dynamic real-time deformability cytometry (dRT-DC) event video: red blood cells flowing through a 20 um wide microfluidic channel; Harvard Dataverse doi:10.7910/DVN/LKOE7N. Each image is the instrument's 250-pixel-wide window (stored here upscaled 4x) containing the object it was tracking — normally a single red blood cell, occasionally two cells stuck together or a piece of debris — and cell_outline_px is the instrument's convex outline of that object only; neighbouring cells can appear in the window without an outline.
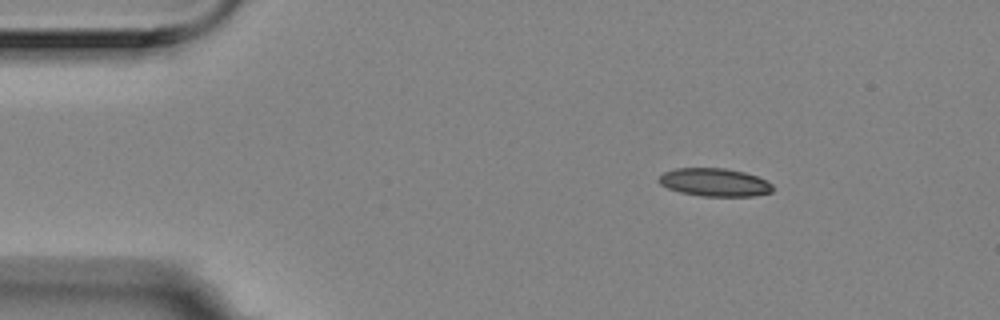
{"species": "Egyptian fruit bat (a non-hibernating species)", "species_latin": "Rousettus aegyptiacus", "temperature_condition": "room temperature", "stored_images_in_passage": 49, "camera_frame_rate_fps": 3000, "um_per_image_px": 0.085, "animal": {"sex": "female"}, "frame": {"image": 1, "passage_image": 1, "time_ms": 0.0, "image_size_px": [1000, 320], "cell_outline_px": [[772, 192], [756, 196], [704, 196], [680, 192], [668, 188], [660, 184], [660, 176], [664, 172], [676, 168], [724, 168], [744, 172], [756, 176], [772, 184]], "centroid_in_image_um": [60.75, 15.5], "position_along_channel_um": 24.3, "area_um2": 18.44}}
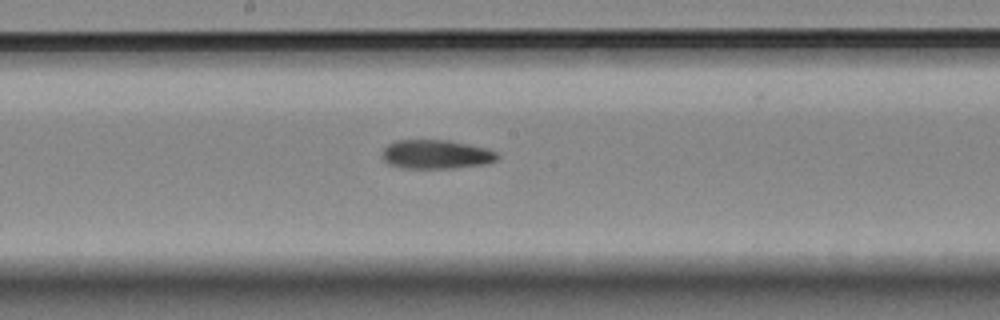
{"frame": {"image": 2, "passage_image": 22, "time_ms": 7.0, "image_size_px": [1000, 320], "cell_outline_px": [[500, 156], [496, 160], [488, 164], [452, 168], [404, 168], [388, 164], [384, 160], [384, 148], [388, 144], [396, 140], [448, 140], [488, 148], [496, 152]], "centroid_in_image_um": [37.12, 13.12], "position_along_channel_um": 211.1, "area_um2": 19.48}}
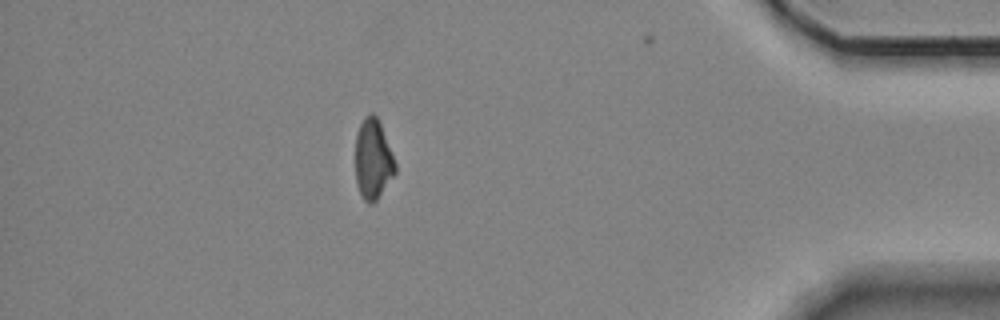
{"frame": {"image": 3, "passage_image": 42, "time_ms": 13.667, "image_size_px": [1000, 320], "cell_outline_px": [[396, 172], [376, 200], [372, 204], [368, 204], [364, 200], [360, 192], [356, 180], [356, 136], [360, 124], [364, 116], [368, 112], [372, 112], [376, 116], [380, 124], [396, 164]], "centroid_in_image_um": [31.7, 13.53], "position_along_channel_um": 403.5, "area_um2": 18.32}, "authors_computed_cell_mechanics": {"area_um2": 19.5364, "velocity_mm_per_s": 3.5369, "shape_relaxation_time_tau1_ms": null, "shape_relaxation_time_tau2_ms": 10.3556, "deformation_change_tau1": null, "deformation_change_tau2": 0.1988}}